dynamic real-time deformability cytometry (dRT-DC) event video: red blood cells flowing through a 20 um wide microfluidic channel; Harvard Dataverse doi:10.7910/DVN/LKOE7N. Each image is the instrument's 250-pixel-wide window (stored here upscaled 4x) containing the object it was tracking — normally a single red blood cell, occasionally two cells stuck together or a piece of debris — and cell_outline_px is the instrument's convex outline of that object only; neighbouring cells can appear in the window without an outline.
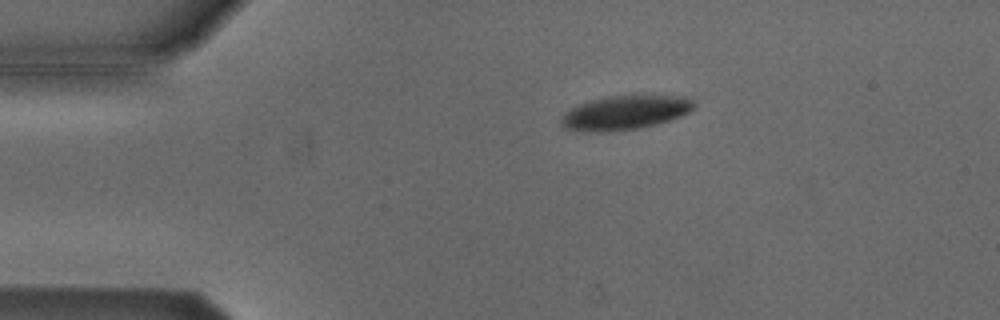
{"species": "Egyptian fruit bat (a non-hibernating species)", "species_latin": "Rousettus aegyptiacus", "temperature_condition": "cold", "stored_images_in_passage": 3, "camera_frame_rate_fps": 3000, "um_per_image_px": 0.085, "animal": {"sex": "male"}, "frame": {"image": 1, "passage_image": 1, "time_ms": 0.0, "image_size_px": [1000, 320], "cell_outline_px": [[696, 108], [680, 116], [656, 124], [640, 128], [608, 132], [584, 132], [564, 128], [560, 124], [560, 120], [564, 112], [588, 100], [628, 92], [636, 92], [688, 96], [696, 104]], "centroid_in_image_um": [53.17, 9.51], "position_along_channel_um": 31.8, "area_um2": 27.8}}
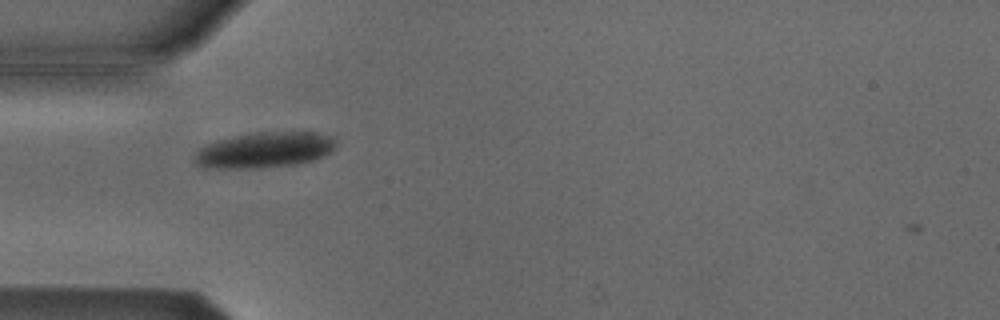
{"frame": {"image": 2, "passage_image": 2, "time_ms": 0.333, "image_size_px": [1000, 320], "cell_outline_px": [[336, 148], [332, 152], [324, 156], [312, 160], [292, 164], [260, 168], [204, 168], [196, 164], [192, 160], [192, 156], [204, 144], [216, 140], [256, 132], [316, 132], [336, 136]], "centroid_in_image_um": [22.48, 12.74], "position_along_channel_um": 62.5, "area_um2": 29.77}}
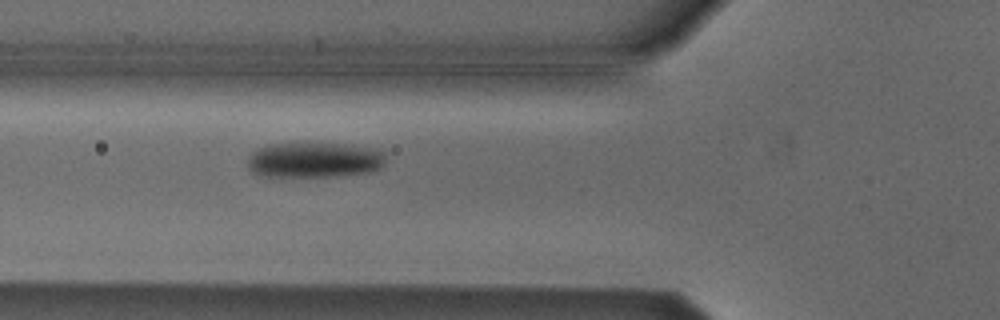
{"frame": {"image": 3, "passage_image": 3, "time_ms": 0.667, "image_size_px": [1000, 320], "cell_outline_px": [[384, 164], [380, 168], [368, 172], [328, 176], [264, 176], [252, 172], [248, 168], [248, 156], [252, 152], [260, 148], [272, 144], [344, 144], [372, 148], [384, 152]], "centroid_in_image_um": [26.7, 13.6], "position_along_channel_um": 99.1, "area_um2": 27.98}}